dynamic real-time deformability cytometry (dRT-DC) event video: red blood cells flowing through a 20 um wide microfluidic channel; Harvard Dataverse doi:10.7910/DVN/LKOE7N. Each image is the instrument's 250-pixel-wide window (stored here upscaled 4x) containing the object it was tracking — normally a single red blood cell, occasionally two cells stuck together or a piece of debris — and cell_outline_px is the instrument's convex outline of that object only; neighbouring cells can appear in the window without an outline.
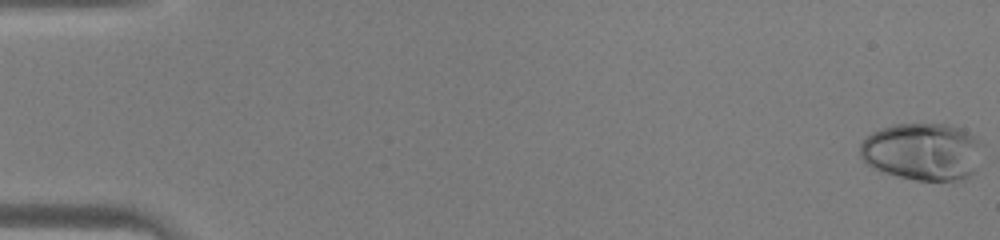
{"species": "human", "species_latin": "Homo sapiens", "temperature_condition": "warm", "stored_images_in_passage": 46, "camera_frame_rate_fps": 3000, "um_per_image_px": 0.085, "donor": {"sex": "male"}, "frame": {"image": 1, "passage_image": 1, "time_ms": 0.0, "image_size_px": [1000, 240], "cell_outline_px": [[984, 144], [976, 172], [968, 176], [956, 180], [916, 180], [884, 172], [872, 168], [860, 160], [860, 144], [872, 132], [880, 128], [892, 124], [948, 124], [960, 128], [976, 136]], "centroid_in_image_um": [78.43, 12.88], "position_along_channel_um": 6.6, "area_um2": 41.44}}
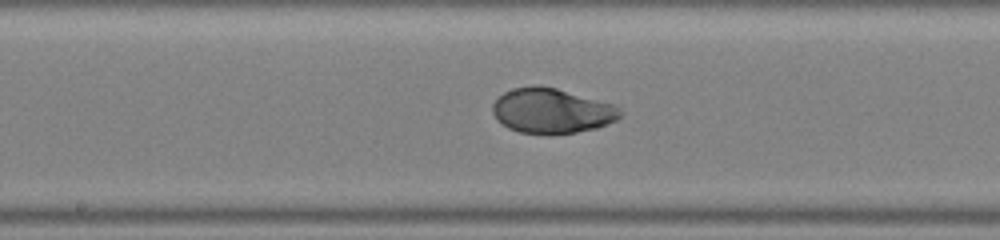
{"frame": {"image": 2, "passage_image": 25, "time_ms": 8.0, "image_size_px": [1000, 240], "cell_outline_px": [[624, 112], [616, 120], [596, 128], [576, 132], [520, 132], [508, 128], [496, 120], [492, 112], [492, 104], [504, 92], [512, 88], [540, 84], [556, 88], [616, 104]], "centroid_in_image_um": [46.9, 9.38], "position_along_channel_um": 201.3, "area_um2": 33.29}}
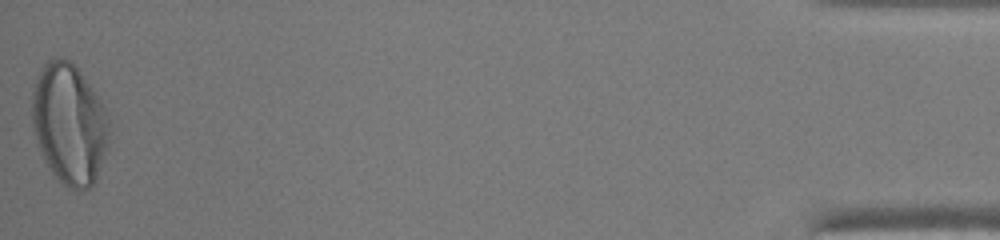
{"frame": {"image": 3, "passage_image": 46, "time_ms": 15.0, "image_size_px": [1000, 240], "cell_outline_px": [[108, 140], [96, 180], [88, 188], [80, 192], [76, 192], [68, 188], [52, 172], [44, 160], [32, 124], [32, 92], [36, 80], [44, 64], [52, 56], [60, 56], [68, 60], [80, 72], [104, 104], [108, 116]], "centroid_in_image_um": [5.88, 10.52], "position_along_channel_um": 429.3, "area_um2": 53.87}}